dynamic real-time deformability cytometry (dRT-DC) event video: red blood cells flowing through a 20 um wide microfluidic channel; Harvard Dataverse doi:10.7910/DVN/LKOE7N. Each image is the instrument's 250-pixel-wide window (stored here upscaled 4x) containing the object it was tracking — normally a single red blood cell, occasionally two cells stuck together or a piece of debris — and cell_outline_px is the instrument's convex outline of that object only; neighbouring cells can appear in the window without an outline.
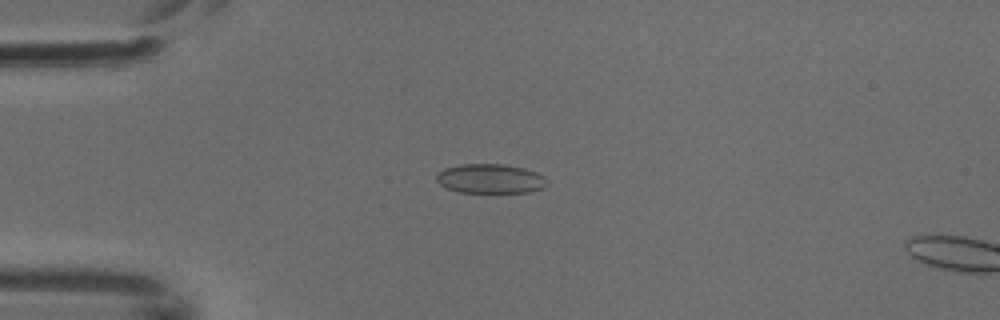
{"species": "common noctule bat (a hibernating species)", "species_latin": "Nyctalus noctula", "temperature_condition": "cold", "stored_images_in_passage": 5, "camera_frame_rate_fps": 3000, "um_per_image_px": 0.085, "animal": {"sex": "male", "body_mass_g": 18.8}, "frame": {"image": 1, "passage_image": 4, "time_ms": 1.0, "image_size_px": [1000, 320], "cell_outline_px": [[548, 184], [544, 188], [528, 192], [460, 192], [448, 188], [440, 184], [436, 180], [436, 176], [444, 168], [460, 164], [504, 164], [524, 168], [536, 172], [544, 176], [548, 180]], "centroid_in_image_um": [41.71, 15.18], "position_along_channel_um": 43.3, "area_um2": 18.96}}